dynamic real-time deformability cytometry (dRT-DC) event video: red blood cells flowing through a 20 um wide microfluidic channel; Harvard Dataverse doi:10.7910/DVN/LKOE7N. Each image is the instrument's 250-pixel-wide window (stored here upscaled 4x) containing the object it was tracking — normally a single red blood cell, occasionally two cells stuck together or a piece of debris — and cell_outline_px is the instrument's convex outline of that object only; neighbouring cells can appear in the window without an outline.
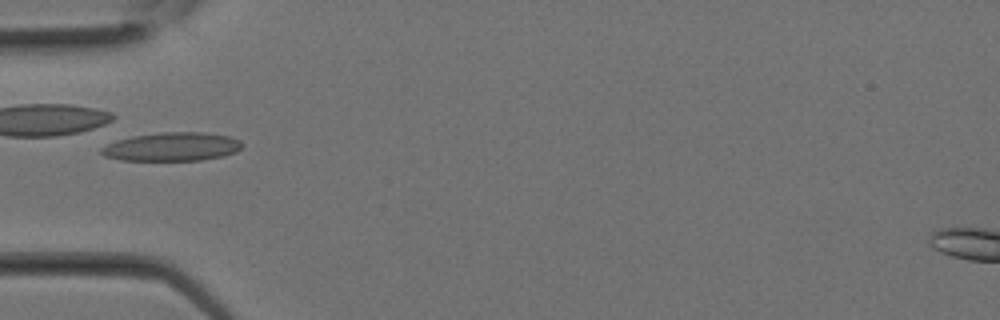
{"species": "Egyptian fruit bat (a non-hibernating species)", "species_latin": "Rousettus aegyptiacus", "temperature_condition": "room temperature", "stored_images_in_passage": 10, "camera_frame_rate_fps": 3000, "um_per_image_px": 0.085, "animal": {"sex": "female"}, "frame": {"image": 1, "passage_image": 9, "time_ms": 2.667, "image_size_px": [1000, 320], "cell_outline_px": [[244, 144], [236, 152], [224, 156], [200, 160], [120, 160], [104, 156], [100, 152], [100, 148], [116, 140], [132, 136], [164, 132], [200, 132], [228, 136], [240, 140]], "centroid_in_image_um": [14.62, 12.47], "position_along_channel_um": 70.4, "area_um2": 23.41}}